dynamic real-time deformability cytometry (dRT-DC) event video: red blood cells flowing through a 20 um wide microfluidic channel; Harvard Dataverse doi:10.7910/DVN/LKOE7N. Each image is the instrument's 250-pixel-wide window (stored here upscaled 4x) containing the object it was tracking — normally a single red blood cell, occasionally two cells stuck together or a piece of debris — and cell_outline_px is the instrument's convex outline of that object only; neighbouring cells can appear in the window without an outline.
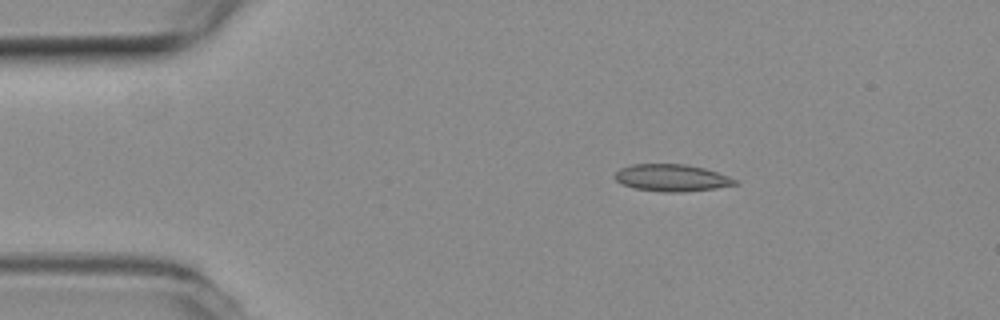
{"species": "common noctule bat (a hibernating species)", "species_latin": "Nyctalus noctula", "temperature_condition": "room temperature", "stored_images_in_passage": 14, "camera_frame_rate_fps": 3000, "um_per_image_px": 0.085, "animal": {"sex": "female", "body_mass_g": 19.3, "forearm_length_mm": 54.1}, "frame": {"image": 1, "passage_image": 1, "time_ms": 0.0, "image_size_px": [1000, 320], "cell_outline_px": [[740, 184], [716, 188], [684, 192], [664, 192], [636, 188], [624, 184], [616, 180], [612, 176], [620, 168], [632, 164], [688, 164], [704, 168], [728, 176], [736, 180]], "centroid_in_image_um": [57.11, 15.11], "position_along_channel_um": 27.9, "area_um2": 18.9}}
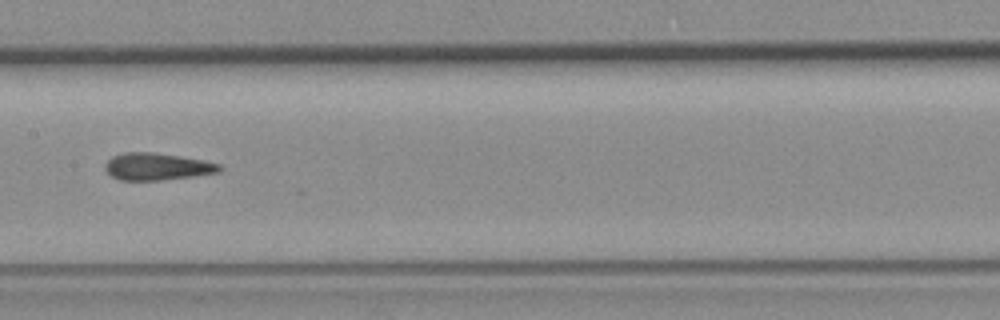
{"frame": {"image": 2, "passage_image": 6, "time_ms": 1.667, "image_size_px": [1000, 320], "cell_outline_px": [[224, 168], [220, 172], [192, 176], [160, 180], [120, 180], [112, 176], [104, 168], [104, 164], [112, 156], [124, 152], [152, 152], [180, 156], [204, 160], [220, 164]], "centroid_in_image_um": [13.36, 14.15], "position_along_channel_um": 194.0, "area_um2": 18.09}}
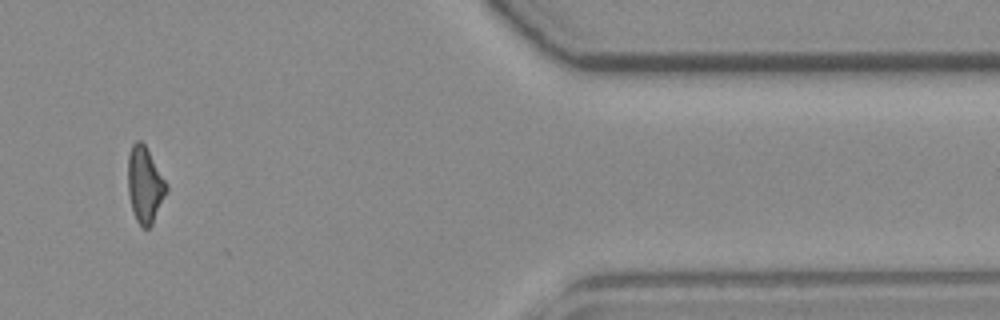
{"frame": {"image": 3, "passage_image": 11, "time_ms": 3.333, "image_size_px": [1000, 320], "cell_outline_px": [[168, 188], [152, 224], [148, 228], [144, 228], [136, 220], [132, 208], [128, 192], [128, 156], [132, 144], [136, 140], [140, 140], [144, 144], [168, 184]], "centroid_in_image_um": [12.31, 15.69], "position_along_channel_um": 399.1, "area_um2": 16.82}}